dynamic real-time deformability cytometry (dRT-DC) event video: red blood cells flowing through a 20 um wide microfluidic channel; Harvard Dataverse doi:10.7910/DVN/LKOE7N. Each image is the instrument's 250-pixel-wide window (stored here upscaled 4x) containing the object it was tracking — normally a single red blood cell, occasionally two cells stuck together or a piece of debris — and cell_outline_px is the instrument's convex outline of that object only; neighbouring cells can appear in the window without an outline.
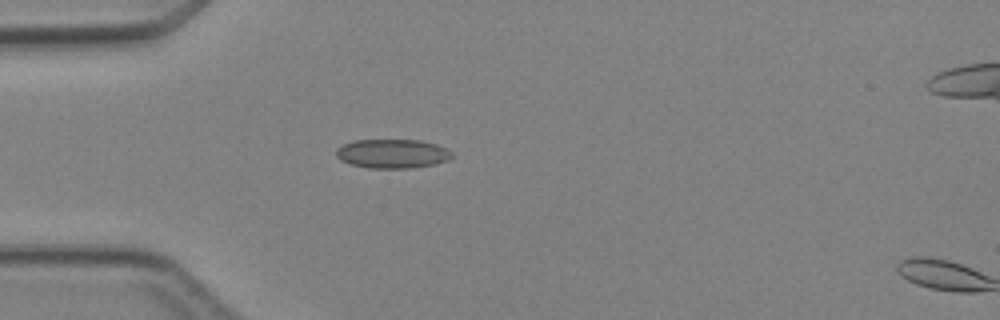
{"species": "Egyptian fruit bat (a non-hibernating species)", "species_latin": "Rousettus aegyptiacus", "temperature_condition": "cold", "stored_images_in_passage": 4, "camera_frame_rate_fps": 3000, "um_per_image_px": 0.085, "animal": {"sex": "female"}, "frame": {"image": 1, "passage_image": 3, "time_ms": 2.667, "image_size_px": [1000, 320], "cell_outline_px": [[452, 156], [448, 160], [436, 164], [412, 168], [368, 168], [352, 164], [340, 160], [336, 156], [336, 148], [344, 144], [356, 140], [420, 140], [436, 144], [452, 152]], "centroid_in_image_um": [33.35, 13.06], "position_along_channel_um": 51.7, "area_um2": 19.59}}